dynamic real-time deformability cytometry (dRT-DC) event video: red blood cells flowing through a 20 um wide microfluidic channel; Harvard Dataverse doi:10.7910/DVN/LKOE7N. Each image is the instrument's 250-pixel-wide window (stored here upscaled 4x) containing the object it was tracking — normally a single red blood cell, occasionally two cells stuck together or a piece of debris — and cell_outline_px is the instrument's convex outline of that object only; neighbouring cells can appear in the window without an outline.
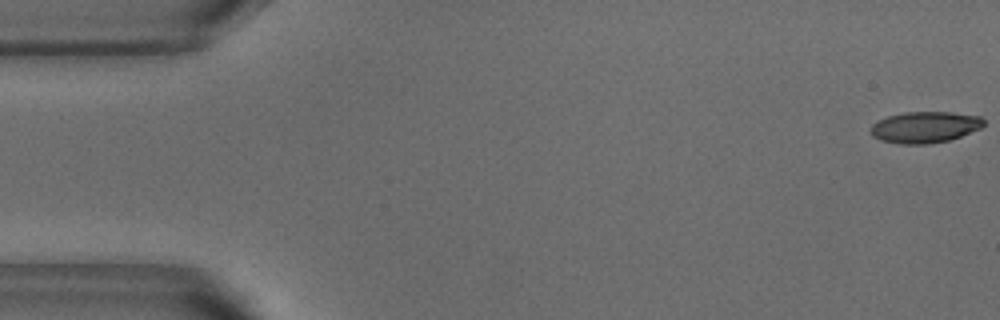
{"species": "common noctule bat (a hibernating species)", "species_latin": "Nyctalus noctula", "temperature_condition": "warm", "stored_images_in_passage": 13, "camera_frame_rate_fps": 3000, "um_per_image_px": 0.085, "animal": {"sex": "male", "body_mass_g": 18.8}, "frame": {"image": 1, "passage_image": 1, "time_ms": 0.0, "image_size_px": [1000, 320], "cell_outline_px": [[984, 124], [980, 128], [960, 136], [948, 140], [928, 144], [900, 144], [880, 140], [872, 136], [872, 124], [876, 120], [888, 116], [904, 112], [952, 112], [980, 116], [984, 120]], "centroid_in_image_um": [78.59, 10.8], "position_along_channel_um": 6.4, "area_um2": 20.58}}